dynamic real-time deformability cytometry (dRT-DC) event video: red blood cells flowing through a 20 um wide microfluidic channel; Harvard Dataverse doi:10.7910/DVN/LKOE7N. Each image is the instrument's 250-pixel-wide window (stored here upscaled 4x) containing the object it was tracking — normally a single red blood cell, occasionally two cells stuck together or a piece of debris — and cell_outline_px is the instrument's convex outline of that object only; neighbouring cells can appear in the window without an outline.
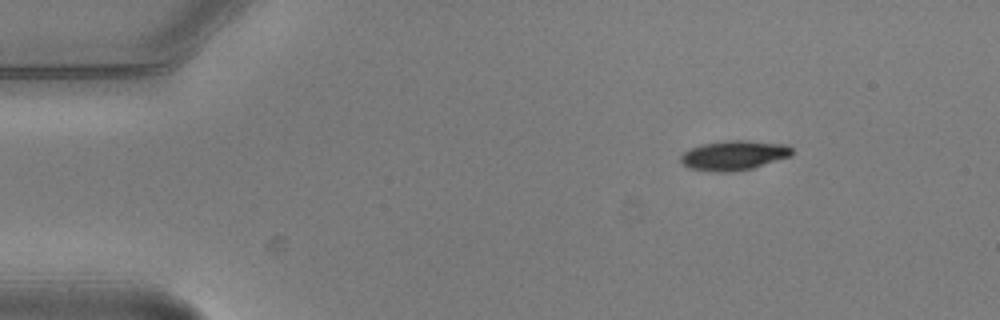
{"species": "common noctule bat (a hibernating species)", "species_latin": "Nyctalus noctula", "temperature_condition": "warm", "stored_images_in_passage": 5, "camera_frame_rate_fps": 3000, "um_per_image_px": 0.085, "animal": {"sex": "male", "body_mass_g": 20.5, "forearm_length_mm": 52.5}, "frame": {"image": 1, "passage_image": 1, "time_ms": 0.0, "image_size_px": [1000, 320], "cell_outline_px": [[792, 156], [752, 168], [736, 172], [716, 172], [688, 168], [680, 160], [680, 156], [684, 152], [692, 148], [704, 144], [724, 140], [744, 140], [788, 144], [792, 148]], "centroid_in_image_um": [62.41, 13.21], "position_along_channel_um": 22.6, "area_um2": 19.31}}
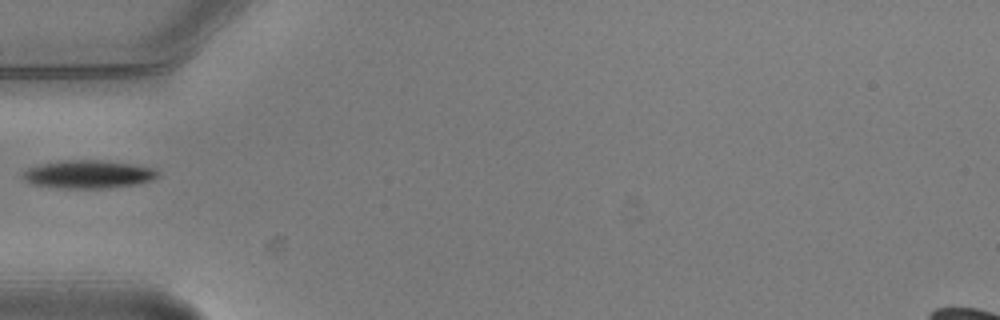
{"frame": {"image": 2, "passage_image": 4, "time_ms": 1.0, "image_size_px": [1000, 320], "cell_outline_px": [[160, 176], [152, 180], [140, 184], [108, 188], [60, 188], [32, 184], [24, 180], [20, 176], [28, 168], [60, 160], [104, 160], [156, 168], [160, 172]], "centroid_in_image_um": [7.56, 14.82], "position_along_channel_um": 77.4, "area_um2": 22.31}}
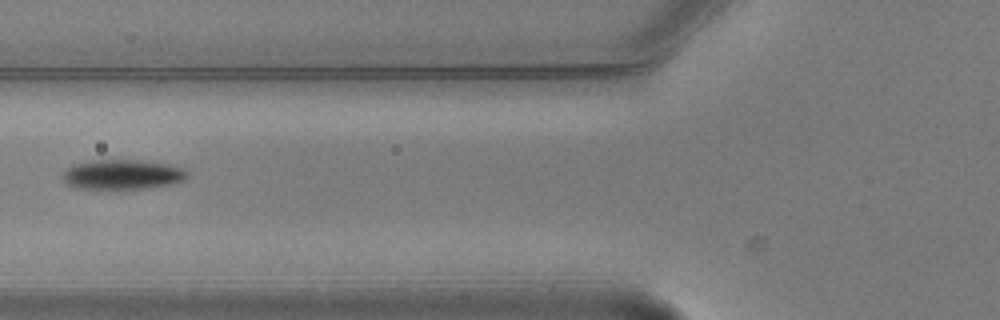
{"frame": {"image": 3, "passage_image": 5, "time_ms": 1.333, "image_size_px": [1000, 320], "cell_outline_px": [[188, 176], [184, 180], [172, 184], [144, 188], [80, 188], [68, 184], [60, 176], [72, 164], [92, 160], [140, 160], [168, 164], [184, 168], [188, 172]], "centroid_in_image_um": [10.42, 14.81], "position_along_channel_um": 115.4, "area_um2": 21.5}}